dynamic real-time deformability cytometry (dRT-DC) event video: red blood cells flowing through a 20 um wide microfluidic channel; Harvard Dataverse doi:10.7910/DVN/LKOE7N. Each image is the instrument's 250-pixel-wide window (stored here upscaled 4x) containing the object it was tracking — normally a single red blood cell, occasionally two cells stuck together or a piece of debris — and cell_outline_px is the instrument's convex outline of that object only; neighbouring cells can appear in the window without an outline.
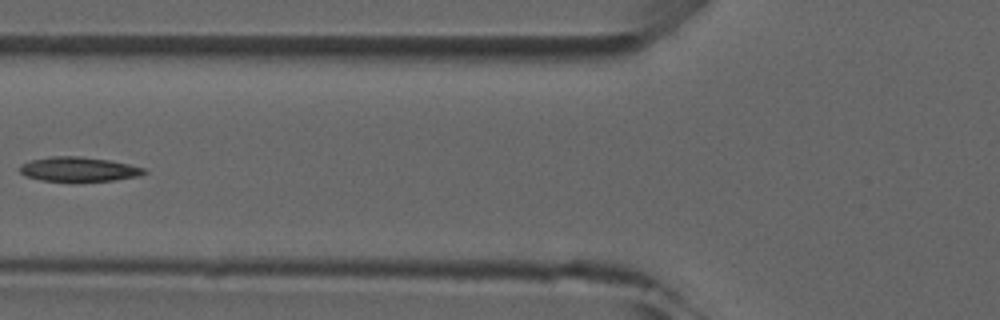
{"species": "common noctule bat (a hibernating species)", "species_latin": "Nyctalus noctula", "temperature_condition": "room temperature", "stored_images_in_passage": 5, "camera_frame_rate_fps": 3000, "um_per_image_px": 0.085, "animal": {"sex": "male", "forearm_length_mm": 52.5}, "frame": {"image": 1, "passage_image": 5, "time_ms": 5.333, "image_size_px": [1000, 320], "cell_outline_px": [[148, 172], [140, 176], [116, 180], [76, 184], [72, 184], [40, 180], [24, 176], [20, 172], [20, 164], [32, 160], [52, 156], [80, 156], [108, 160], [128, 164], [144, 168]], "centroid_in_image_um": [6.68, 14.44], "position_along_channel_um": 119.1, "area_um2": 18.61}}